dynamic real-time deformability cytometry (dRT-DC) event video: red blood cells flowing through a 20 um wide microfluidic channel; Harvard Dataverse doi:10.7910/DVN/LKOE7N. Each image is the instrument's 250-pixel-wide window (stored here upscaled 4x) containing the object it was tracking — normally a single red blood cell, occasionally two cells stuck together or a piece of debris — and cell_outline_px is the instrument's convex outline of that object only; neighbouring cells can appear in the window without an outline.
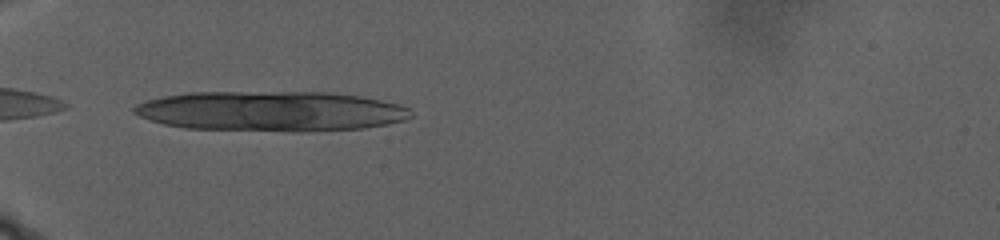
{"species": "human", "species_latin": "Homo sapiens", "temperature_condition": "warm", "stored_images_in_passage": 8, "camera_frame_rate_fps": 3000, "um_per_image_px": 0.085, "donor": {"sex": "male"}, "frame": {"image": 1, "passage_image": 1, "time_ms": 0.0, "image_size_px": [1000, 240], "cell_outline_px": [[412, 116], [404, 120], [388, 124], [364, 128], [308, 132], [292, 132], [184, 128], [164, 124], [140, 116], [132, 112], [132, 108], [136, 104], [144, 100], [164, 96], [192, 92], [328, 92], [360, 96], [400, 104], [412, 108]], "centroid_in_image_um": [23.06, 9.46], "position_along_channel_um": 61.9, "area_um2": 65.31}}